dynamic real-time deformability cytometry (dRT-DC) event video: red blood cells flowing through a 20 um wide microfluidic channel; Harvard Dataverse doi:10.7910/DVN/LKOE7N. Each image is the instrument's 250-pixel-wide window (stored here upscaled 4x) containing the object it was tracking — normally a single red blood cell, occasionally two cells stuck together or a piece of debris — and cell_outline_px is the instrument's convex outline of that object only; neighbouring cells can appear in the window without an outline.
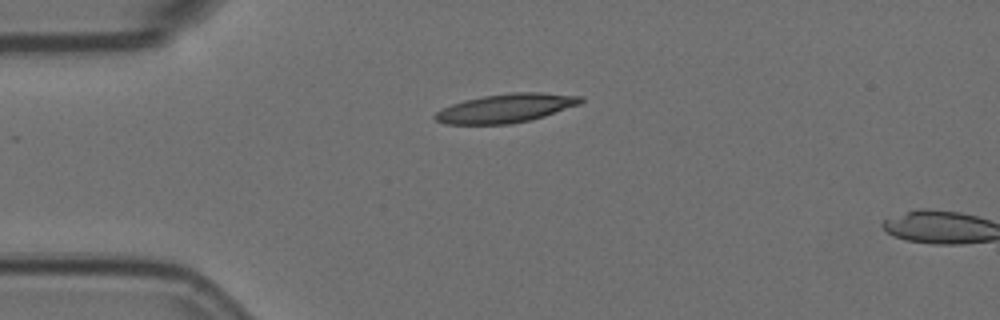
{"species": "Egyptian fruit bat (a non-hibernating species)", "species_latin": "Rousettus aegyptiacus", "temperature_condition": "room temperature", "stored_images_in_passage": 2, "camera_frame_rate_fps": 3000, "um_per_image_px": 0.085, "animal": {"sex": "female"}, "frame": {"image": 1, "passage_image": 1, "time_ms": 0.0, "image_size_px": [1000, 320], "cell_outline_px": [[584, 100], [580, 104], [544, 116], [528, 120], [508, 124], [444, 124], [436, 120], [432, 116], [436, 112], [452, 104], [464, 100], [484, 96], [512, 92], [540, 92], [584, 96]], "centroid_in_image_um": [43.01, 9.19], "position_along_channel_um": 42.0, "area_um2": 24.33}}